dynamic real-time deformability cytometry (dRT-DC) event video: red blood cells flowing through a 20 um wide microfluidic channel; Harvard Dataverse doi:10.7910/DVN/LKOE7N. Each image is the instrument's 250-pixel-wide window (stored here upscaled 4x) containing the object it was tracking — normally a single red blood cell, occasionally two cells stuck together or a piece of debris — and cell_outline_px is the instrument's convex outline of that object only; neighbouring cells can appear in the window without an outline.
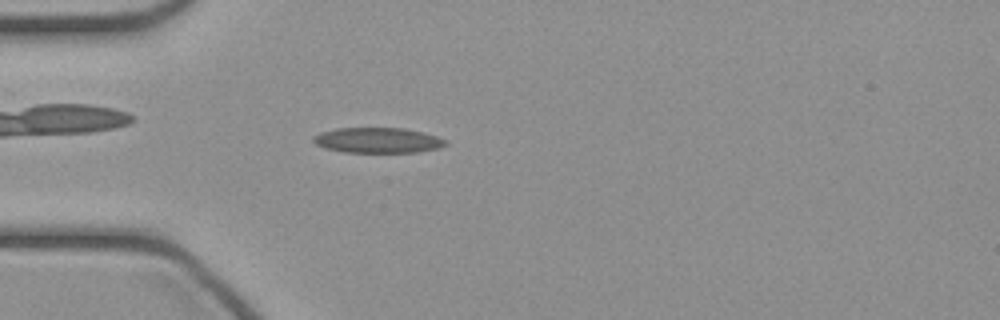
{"species": "common noctule bat (a hibernating species)", "species_latin": "Nyctalus noctula", "temperature_condition": "cold", "stored_images_in_passage": 35, "camera_frame_rate_fps": 3000, "um_per_image_px": 0.085, "animal": {"sex": "female", "body_mass_g": 21.9}, "frame": {"image": 1, "passage_image": 2, "time_ms": 0.333, "image_size_px": [1000, 320], "cell_outline_px": [[448, 144], [440, 148], [420, 152], [344, 152], [324, 148], [316, 144], [312, 140], [312, 136], [320, 132], [336, 128], [404, 128], [424, 132], [448, 140]], "centroid_in_image_um": [32.13, 11.92], "position_along_channel_um": 52.9, "area_um2": 19.77}}
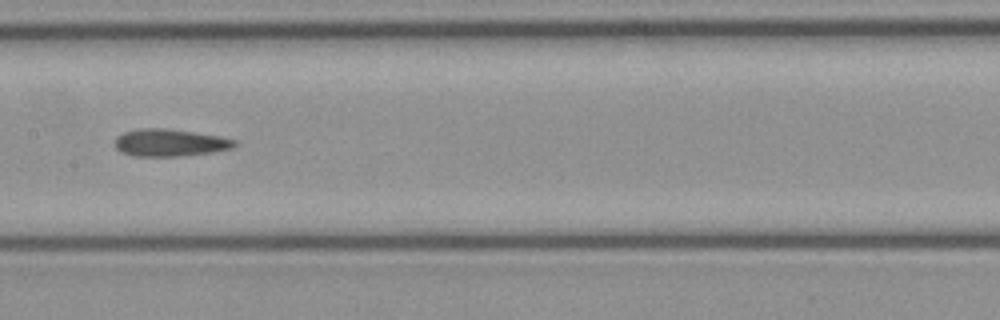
{"frame": {"image": 2, "passage_image": 12, "time_ms": 3.667, "image_size_px": [1000, 320], "cell_outline_px": [[236, 144], [232, 148], [212, 152], [184, 156], [132, 156], [120, 152], [116, 148], [116, 136], [124, 132], [148, 128], [164, 128], [220, 136], [236, 140]], "centroid_in_image_um": [14.44, 12.14], "position_along_channel_um": 193.0, "area_um2": 18.9}}
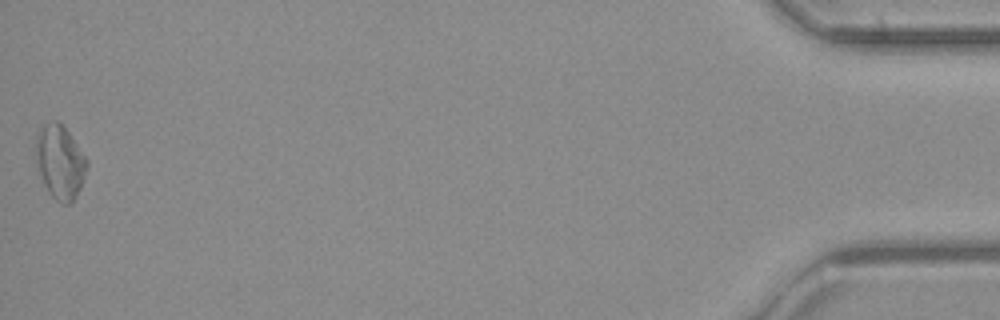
{"frame": {"image": 3, "passage_image": 35, "time_ms": 11.333, "image_size_px": [1000, 320], "cell_outline_px": [[88, 164], [80, 188], [72, 204], [60, 204], [48, 192], [44, 184], [36, 160], [36, 132], [44, 124], [56, 120], [68, 132], [88, 160]], "centroid_in_image_um": [5.1, 13.79], "position_along_channel_um": 430.1, "area_um2": 21.73}}